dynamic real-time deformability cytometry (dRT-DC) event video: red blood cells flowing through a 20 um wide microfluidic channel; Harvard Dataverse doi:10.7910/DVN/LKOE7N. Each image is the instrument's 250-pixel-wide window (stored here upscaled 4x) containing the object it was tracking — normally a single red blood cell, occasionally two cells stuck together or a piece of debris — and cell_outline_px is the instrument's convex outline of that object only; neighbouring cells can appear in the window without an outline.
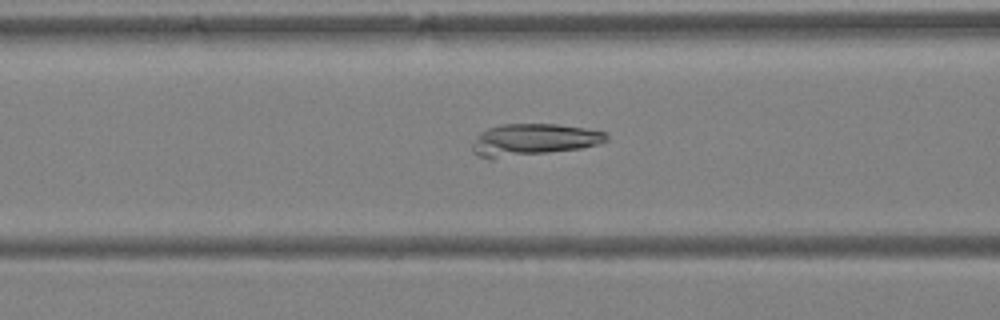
{"species": "Egyptian fruit bat (a non-hibernating species)", "species_latin": "Rousettus aegyptiacus", "temperature_condition": "warm", "stored_images_in_passage": 47, "camera_frame_rate_fps": 3000, "um_per_image_px": 0.085, "animal": {"sex": "female"}, "frame": {"image": 1, "passage_image": 21, "time_ms": 6.667, "image_size_px": [1000, 320], "cell_outline_px": [[608, 140], [600, 144], [580, 148], [492, 160], [488, 160], [472, 152], [472, 144], [476, 136], [480, 132], [488, 128], [500, 124], [556, 124], [584, 128], [608, 132]], "centroid_in_image_um": [45.3, 11.89], "position_along_channel_um": 121.3, "area_um2": 25.32}}
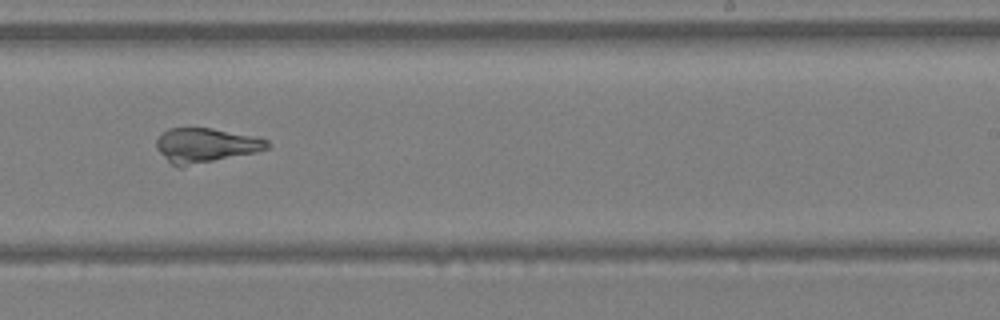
{"frame": {"image": 2, "passage_image": 31, "time_ms": 10.0, "image_size_px": [1000, 320], "cell_outline_px": [[268, 148], [256, 152], [180, 168], [172, 164], [156, 148], [156, 140], [168, 128], [212, 128], [256, 136], [268, 140]], "centroid_in_image_um": [17.48, 12.36], "position_along_channel_um": 271.5, "area_um2": 22.25}}
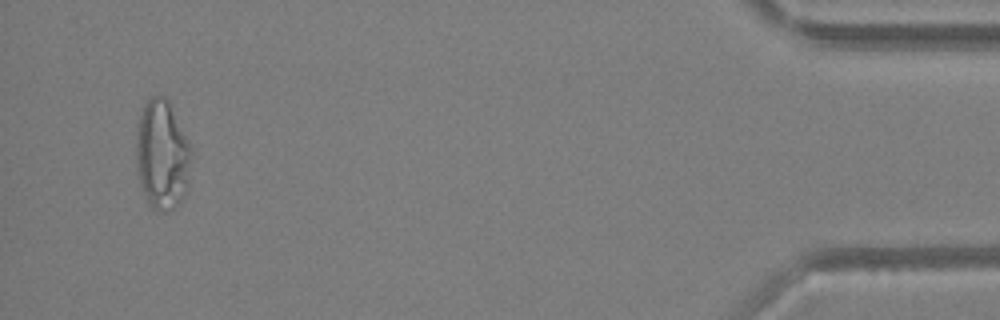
{"frame": {"image": 3, "passage_image": 46, "time_ms": 15.0, "image_size_px": [1000, 320], "cell_outline_px": [[192, 152], [188, 188], [180, 200], [168, 212], [164, 212], [152, 208], [148, 204], [140, 184], [136, 168], [136, 124], [140, 112], [144, 104], [152, 96], [164, 96], [168, 100], [192, 148]], "centroid_in_image_um": [13.77, 13.16], "position_along_channel_um": 421.4, "area_um2": 35.6}}